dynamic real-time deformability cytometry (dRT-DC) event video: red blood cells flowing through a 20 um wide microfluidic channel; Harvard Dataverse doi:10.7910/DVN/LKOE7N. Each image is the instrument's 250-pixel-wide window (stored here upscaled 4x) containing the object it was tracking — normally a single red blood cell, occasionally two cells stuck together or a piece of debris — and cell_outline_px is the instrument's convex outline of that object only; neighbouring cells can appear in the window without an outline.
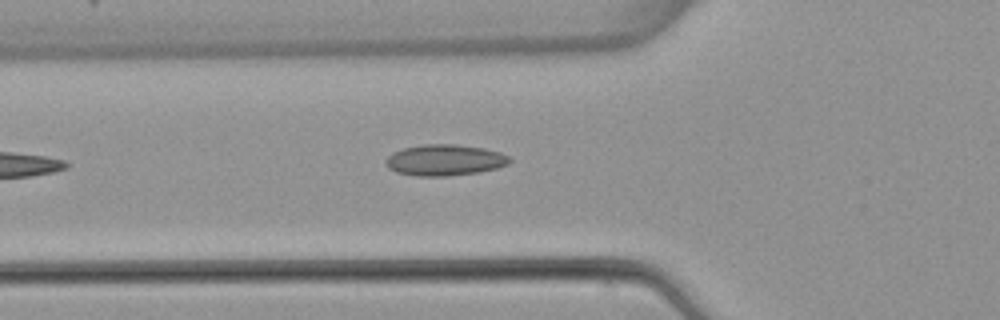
{"species": "common noctule bat (a hibernating species)", "species_latin": "Nyctalus noctula", "temperature_condition": "warm", "stored_images_in_passage": 5, "camera_frame_rate_fps": 3000, "um_per_image_px": 0.085, "animal": {"sex": "female", "body_mass_g": 22.7, "forearm_length_mm": 54.2}, "frame": {"image": 1, "passage_image": 5, "time_ms": 5.0, "image_size_px": [1000, 320], "cell_outline_px": [[512, 160], [508, 164], [496, 168], [480, 172], [448, 176], [416, 176], [396, 172], [388, 168], [384, 164], [384, 160], [392, 152], [404, 148], [424, 144], [456, 144], [484, 148], [500, 152], [508, 156]], "centroid_in_image_um": [37.78, 13.61], "position_along_channel_um": 88.0, "area_um2": 22.66}}